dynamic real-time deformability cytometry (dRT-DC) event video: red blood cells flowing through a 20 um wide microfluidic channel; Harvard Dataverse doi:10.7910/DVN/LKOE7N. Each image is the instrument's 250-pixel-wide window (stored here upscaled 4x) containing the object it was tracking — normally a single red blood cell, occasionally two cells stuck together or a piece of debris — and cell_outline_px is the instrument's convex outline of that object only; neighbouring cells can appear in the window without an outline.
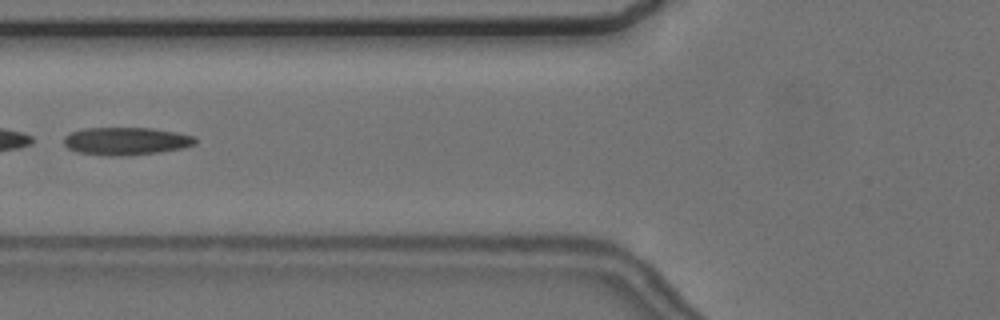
{"species": "common noctule bat (a hibernating species)", "species_latin": "Nyctalus noctula", "temperature_condition": "cold", "stored_images_in_passage": 7, "camera_frame_rate_fps": 3000, "um_per_image_px": 0.085, "animal": {"sex": "female", "body_mass_g": 24.6, "forearm_length_mm": 56.2}, "frame": {"image": 1, "passage_image": 7, "time_ms": 7.0, "image_size_px": [1000, 320], "cell_outline_px": [[196, 144], [184, 148], [160, 152], [128, 156], [108, 156], [76, 152], [68, 148], [64, 144], [64, 136], [72, 132], [84, 128], [152, 128], [176, 132], [196, 136]], "centroid_in_image_um": [10.74, 12.0], "position_along_channel_um": 115.1, "area_um2": 21.5}}